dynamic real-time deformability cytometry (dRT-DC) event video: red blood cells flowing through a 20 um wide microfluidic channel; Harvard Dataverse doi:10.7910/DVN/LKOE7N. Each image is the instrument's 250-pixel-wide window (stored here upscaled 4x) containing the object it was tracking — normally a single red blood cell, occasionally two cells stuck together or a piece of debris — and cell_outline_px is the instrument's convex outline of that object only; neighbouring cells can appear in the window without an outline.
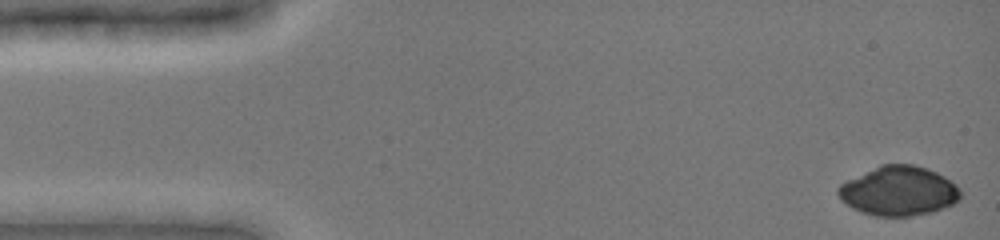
{"species": "common noctule bat (a hibernating species)", "species_latin": "Nyctalus noctula", "temperature_condition": "cold", "stored_images_in_passage": 38, "camera_frame_rate_fps": 3000, "um_per_image_px": 0.085, "animal": {"sex": "female", "body_mass_g": 19.0, "forearm_length_mm": 51.5}, "frame": {"image": 1, "passage_image": 1, "time_ms": 0.0, "image_size_px": [1000, 240], "cell_outline_px": [[960, 200], [944, 208], [932, 212], [908, 216], [876, 216], [860, 212], [852, 208], [840, 200], [836, 192], [836, 188], [840, 184], [880, 164], [912, 164], [928, 168], [944, 176], [956, 184], [960, 188]], "centroid_in_image_um": [76.38, 16.23], "position_along_channel_um": 8.6, "area_um2": 35.43}}